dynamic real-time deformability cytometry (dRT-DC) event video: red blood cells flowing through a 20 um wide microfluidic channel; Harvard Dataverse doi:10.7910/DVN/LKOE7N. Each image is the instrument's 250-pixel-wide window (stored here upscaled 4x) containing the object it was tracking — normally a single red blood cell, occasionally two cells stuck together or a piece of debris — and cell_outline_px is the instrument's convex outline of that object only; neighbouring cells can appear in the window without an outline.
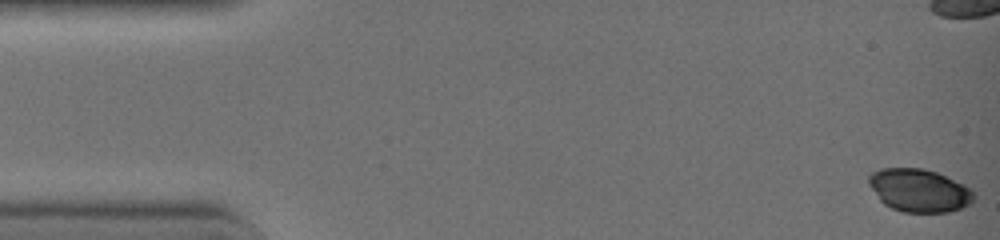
{"species": "common noctule bat (a hibernating species)", "species_latin": "Nyctalus noctula", "temperature_condition": "warm", "stored_images_in_passage": 10, "camera_frame_rate_fps": 3000, "um_per_image_px": 0.085, "animal": {"sex": "female", "body_mass_g": 19.0, "forearm_length_mm": 51.5}, "frame": {"image": 1, "passage_image": 1, "time_ms": 0.0, "image_size_px": [1000, 240], "cell_outline_px": [[976, 200], [972, 204], [948, 212], [904, 212], [892, 208], [884, 204], [880, 200], [868, 184], [868, 176], [872, 172], [880, 168], [924, 168], [936, 172], [964, 184], [972, 188], [976, 192]], "centroid_in_image_um": [78.17, 16.18], "position_along_channel_um": 6.8, "area_um2": 26.65}}
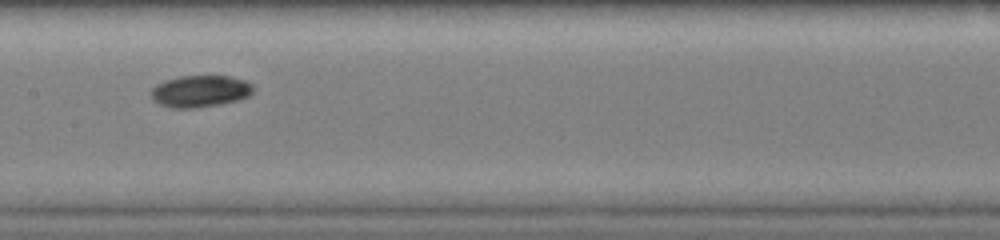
{"frame": {"image": 2, "passage_image": 9, "time_ms": 2.667, "image_size_px": [1000, 240], "cell_outline_px": [[256, 88], [248, 96], [236, 100], [220, 104], [192, 108], [172, 108], [160, 104], [152, 100], [152, 88], [156, 84], [164, 80], [180, 76], [228, 76], [244, 80], [252, 84]], "centroid_in_image_um": [17.01, 7.75], "position_along_channel_um": 190.4, "area_um2": 18.9}}
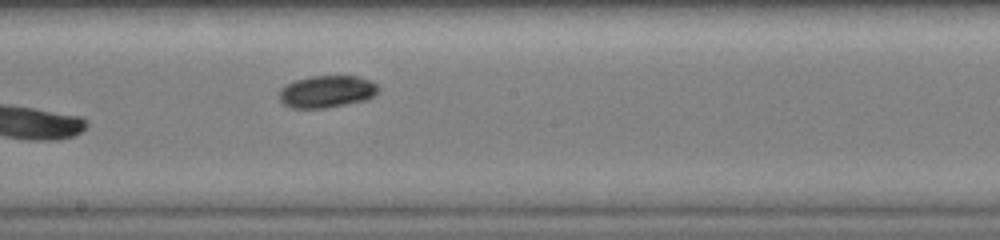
{"frame": {"image": 3, "passage_image": 10, "time_ms": 3.0, "image_size_px": [1000, 240], "cell_outline_px": [[380, 88], [372, 96], [364, 100], [324, 108], [292, 108], [284, 104], [280, 100], [280, 88], [284, 84], [296, 80], [312, 76], [356, 76], [372, 80]], "centroid_in_image_um": [27.76, 7.77], "position_along_channel_um": 220.4, "area_um2": 18.44}}